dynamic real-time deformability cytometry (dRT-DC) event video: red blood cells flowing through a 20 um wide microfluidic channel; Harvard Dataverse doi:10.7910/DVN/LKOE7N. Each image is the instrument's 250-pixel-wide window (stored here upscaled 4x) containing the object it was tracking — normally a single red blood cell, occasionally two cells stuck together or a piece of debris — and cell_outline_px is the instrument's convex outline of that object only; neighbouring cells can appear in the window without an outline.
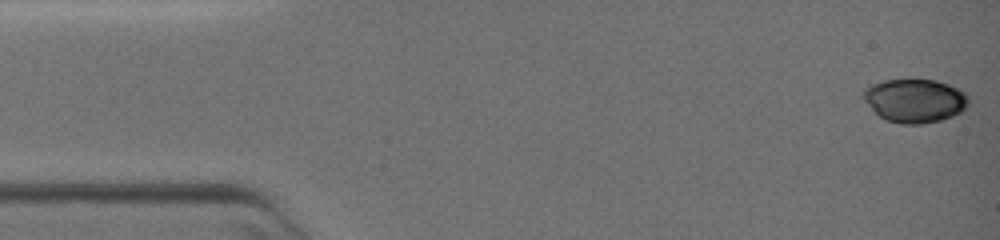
{"species": "common noctule bat (a hibernating species)", "species_latin": "Nyctalus noctula", "temperature_condition": "warm", "stored_images_in_passage": 58, "camera_frame_rate_fps": 3000, "um_per_image_px": 0.085, "animal": {"sex": "female", "body_mass_g": 19.0, "forearm_length_mm": 51.5}, "frame": {"image": 1, "passage_image": 1, "time_ms": 0.0, "image_size_px": [1000, 240], "cell_outline_px": [[968, 108], [952, 116], [940, 120], [920, 124], [900, 124], [888, 120], [880, 116], [860, 96], [860, 92], [868, 84], [884, 80], [936, 80], [948, 84], [964, 92], [968, 96]], "centroid_in_image_um": [77.73, 8.54], "position_along_channel_um": 7.3, "area_um2": 26.82}}
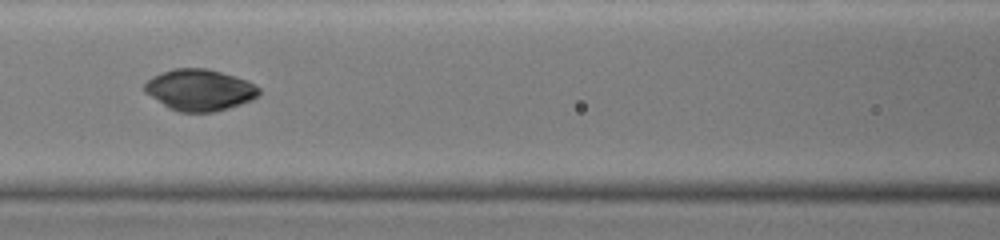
{"frame": {"image": 2, "passage_image": 25, "time_ms": 8.0, "image_size_px": [1000, 240], "cell_outline_px": [[260, 96], [252, 100], [228, 108], [212, 112], [180, 112], [168, 108], [144, 92], [144, 84], [152, 76], [176, 68], [204, 68], [220, 72], [244, 80], [260, 88]], "centroid_in_image_um": [16.95, 7.66], "position_along_channel_um": 149.7, "area_um2": 27.34}}
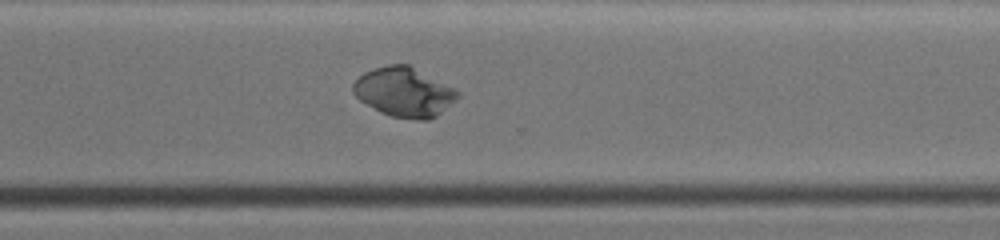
{"frame": {"image": 3, "passage_image": 42, "time_ms": 13.667, "image_size_px": [1000, 240], "cell_outline_px": [[460, 96], [456, 100], [436, 116], [428, 120], [416, 120], [392, 116], [380, 112], [360, 100], [352, 92], [352, 84], [364, 72], [372, 68], [388, 64], [408, 64], [456, 88], [460, 92]], "centroid_in_image_um": [34.36, 7.81], "position_along_channel_um": 336.2, "area_um2": 30.23}}